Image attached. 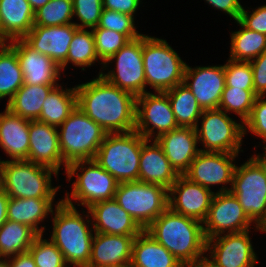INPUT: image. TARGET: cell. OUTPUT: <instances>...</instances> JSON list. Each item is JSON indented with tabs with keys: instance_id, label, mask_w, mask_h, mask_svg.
<instances>
[{
	"instance_id": "obj_2",
	"label": "cell",
	"mask_w": 266,
	"mask_h": 267,
	"mask_svg": "<svg viewBox=\"0 0 266 267\" xmlns=\"http://www.w3.org/2000/svg\"><path fill=\"white\" fill-rule=\"evenodd\" d=\"M77 209L63 201L53 209L49 239L62 252L69 267H86L95 231L88 209H83V212Z\"/></svg>"
},
{
	"instance_id": "obj_22",
	"label": "cell",
	"mask_w": 266,
	"mask_h": 267,
	"mask_svg": "<svg viewBox=\"0 0 266 267\" xmlns=\"http://www.w3.org/2000/svg\"><path fill=\"white\" fill-rule=\"evenodd\" d=\"M95 233L139 235L144 229L113 198L93 203L87 208Z\"/></svg>"
},
{
	"instance_id": "obj_16",
	"label": "cell",
	"mask_w": 266,
	"mask_h": 267,
	"mask_svg": "<svg viewBox=\"0 0 266 267\" xmlns=\"http://www.w3.org/2000/svg\"><path fill=\"white\" fill-rule=\"evenodd\" d=\"M250 232L248 229L207 239L205 256L218 267H255L258 256Z\"/></svg>"
},
{
	"instance_id": "obj_9",
	"label": "cell",
	"mask_w": 266,
	"mask_h": 267,
	"mask_svg": "<svg viewBox=\"0 0 266 267\" xmlns=\"http://www.w3.org/2000/svg\"><path fill=\"white\" fill-rule=\"evenodd\" d=\"M230 191L250 220L262 228L266 223V162L258 153L236 164Z\"/></svg>"
},
{
	"instance_id": "obj_30",
	"label": "cell",
	"mask_w": 266,
	"mask_h": 267,
	"mask_svg": "<svg viewBox=\"0 0 266 267\" xmlns=\"http://www.w3.org/2000/svg\"><path fill=\"white\" fill-rule=\"evenodd\" d=\"M54 87L46 97L37 121L59 127L77 106L76 87Z\"/></svg>"
},
{
	"instance_id": "obj_12",
	"label": "cell",
	"mask_w": 266,
	"mask_h": 267,
	"mask_svg": "<svg viewBox=\"0 0 266 267\" xmlns=\"http://www.w3.org/2000/svg\"><path fill=\"white\" fill-rule=\"evenodd\" d=\"M110 65H114V67L112 68ZM101 76L119 89L130 92L136 97L149 92L146 89L142 35L139 38L130 40L108 59L103 65Z\"/></svg>"
},
{
	"instance_id": "obj_50",
	"label": "cell",
	"mask_w": 266,
	"mask_h": 267,
	"mask_svg": "<svg viewBox=\"0 0 266 267\" xmlns=\"http://www.w3.org/2000/svg\"><path fill=\"white\" fill-rule=\"evenodd\" d=\"M8 202H9L8 194L3 189H0V227L7 220Z\"/></svg>"
},
{
	"instance_id": "obj_51",
	"label": "cell",
	"mask_w": 266,
	"mask_h": 267,
	"mask_svg": "<svg viewBox=\"0 0 266 267\" xmlns=\"http://www.w3.org/2000/svg\"><path fill=\"white\" fill-rule=\"evenodd\" d=\"M184 267H218L215 265L210 259H208L206 256L198 259L192 264L186 265Z\"/></svg>"
},
{
	"instance_id": "obj_31",
	"label": "cell",
	"mask_w": 266,
	"mask_h": 267,
	"mask_svg": "<svg viewBox=\"0 0 266 267\" xmlns=\"http://www.w3.org/2000/svg\"><path fill=\"white\" fill-rule=\"evenodd\" d=\"M56 86L58 85L23 84L14 97L5 104L6 108L24 119L38 120L46 97Z\"/></svg>"
},
{
	"instance_id": "obj_25",
	"label": "cell",
	"mask_w": 266,
	"mask_h": 267,
	"mask_svg": "<svg viewBox=\"0 0 266 267\" xmlns=\"http://www.w3.org/2000/svg\"><path fill=\"white\" fill-rule=\"evenodd\" d=\"M179 174L171 166L161 146L155 139L142 144L138 181L157 184L169 189Z\"/></svg>"
},
{
	"instance_id": "obj_55",
	"label": "cell",
	"mask_w": 266,
	"mask_h": 267,
	"mask_svg": "<svg viewBox=\"0 0 266 267\" xmlns=\"http://www.w3.org/2000/svg\"><path fill=\"white\" fill-rule=\"evenodd\" d=\"M0 189H2V183H1V167H0Z\"/></svg>"
},
{
	"instance_id": "obj_46",
	"label": "cell",
	"mask_w": 266,
	"mask_h": 267,
	"mask_svg": "<svg viewBox=\"0 0 266 267\" xmlns=\"http://www.w3.org/2000/svg\"><path fill=\"white\" fill-rule=\"evenodd\" d=\"M253 72L254 92L257 96H266V50L250 61Z\"/></svg>"
},
{
	"instance_id": "obj_6",
	"label": "cell",
	"mask_w": 266,
	"mask_h": 267,
	"mask_svg": "<svg viewBox=\"0 0 266 267\" xmlns=\"http://www.w3.org/2000/svg\"><path fill=\"white\" fill-rule=\"evenodd\" d=\"M137 131L107 133L93 159L119 183L138 181L142 144Z\"/></svg>"
},
{
	"instance_id": "obj_20",
	"label": "cell",
	"mask_w": 266,
	"mask_h": 267,
	"mask_svg": "<svg viewBox=\"0 0 266 267\" xmlns=\"http://www.w3.org/2000/svg\"><path fill=\"white\" fill-rule=\"evenodd\" d=\"M17 54L24 84L59 85L63 77L60 67L48 56L34 50L23 39L7 43ZM61 78V79H60Z\"/></svg>"
},
{
	"instance_id": "obj_54",
	"label": "cell",
	"mask_w": 266,
	"mask_h": 267,
	"mask_svg": "<svg viewBox=\"0 0 266 267\" xmlns=\"http://www.w3.org/2000/svg\"><path fill=\"white\" fill-rule=\"evenodd\" d=\"M262 232L266 234V223L264 224V226L262 227Z\"/></svg>"
},
{
	"instance_id": "obj_18",
	"label": "cell",
	"mask_w": 266,
	"mask_h": 267,
	"mask_svg": "<svg viewBox=\"0 0 266 267\" xmlns=\"http://www.w3.org/2000/svg\"><path fill=\"white\" fill-rule=\"evenodd\" d=\"M77 30L74 23L60 26L34 25L23 40L34 50L51 58L64 72L68 67L69 45Z\"/></svg>"
},
{
	"instance_id": "obj_5",
	"label": "cell",
	"mask_w": 266,
	"mask_h": 267,
	"mask_svg": "<svg viewBox=\"0 0 266 267\" xmlns=\"http://www.w3.org/2000/svg\"><path fill=\"white\" fill-rule=\"evenodd\" d=\"M65 174L68 182L76 176L70 185L72 190L61 197L72 207L77 205L87 209L95 202L115 197L119 182L94 160L73 162L67 166Z\"/></svg>"
},
{
	"instance_id": "obj_1",
	"label": "cell",
	"mask_w": 266,
	"mask_h": 267,
	"mask_svg": "<svg viewBox=\"0 0 266 267\" xmlns=\"http://www.w3.org/2000/svg\"><path fill=\"white\" fill-rule=\"evenodd\" d=\"M77 106L106 133H127L135 130L136 99L103 76L75 85Z\"/></svg>"
},
{
	"instance_id": "obj_45",
	"label": "cell",
	"mask_w": 266,
	"mask_h": 267,
	"mask_svg": "<svg viewBox=\"0 0 266 267\" xmlns=\"http://www.w3.org/2000/svg\"><path fill=\"white\" fill-rule=\"evenodd\" d=\"M247 8L243 6L239 21L246 28L266 35V5L252 8V11Z\"/></svg>"
},
{
	"instance_id": "obj_7",
	"label": "cell",
	"mask_w": 266,
	"mask_h": 267,
	"mask_svg": "<svg viewBox=\"0 0 266 267\" xmlns=\"http://www.w3.org/2000/svg\"><path fill=\"white\" fill-rule=\"evenodd\" d=\"M142 56L146 88L165 92L183 83L186 62L182 60L167 40L142 35Z\"/></svg>"
},
{
	"instance_id": "obj_42",
	"label": "cell",
	"mask_w": 266,
	"mask_h": 267,
	"mask_svg": "<svg viewBox=\"0 0 266 267\" xmlns=\"http://www.w3.org/2000/svg\"><path fill=\"white\" fill-rule=\"evenodd\" d=\"M225 87L254 90L250 62L227 59L224 64Z\"/></svg>"
},
{
	"instance_id": "obj_28",
	"label": "cell",
	"mask_w": 266,
	"mask_h": 267,
	"mask_svg": "<svg viewBox=\"0 0 266 267\" xmlns=\"http://www.w3.org/2000/svg\"><path fill=\"white\" fill-rule=\"evenodd\" d=\"M1 43L23 39L34 26V11L27 0H0Z\"/></svg>"
},
{
	"instance_id": "obj_19",
	"label": "cell",
	"mask_w": 266,
	"mask_h": 267,
	"mask_svg": "<svg viewBox=\"0 0 266 267\" xmlns=\"http://www.w3.org/2000/svg\"><path fill=\"white\" fill-rule=\"evenodd\" d=\"M183 83L203 110L217 109L225 87L224 64L195 67L186 64Z\"/></svg>"
},
{
	"instance_id": "obj_36",
	"label": "cell",
	"mask_w": 266,
	"mask_h": 267,
	"mask_svg": "<svg viewBox=\"0 0 266 267\" xmlns=\"http://www.w3.org/2000/svg\"><path fill=\"white\" fill-rule=\"evenodd\" d=\"M96 62L101 61L96 53L92 29H78L69 45L67 65L70 63L75 67H81V71H85L86 67H92Z\"/></svg>"
},
{
	"instance_id": "obj_17",
	"label": "cell",
	"mask_w": 266,
	"mask_h": 267,
	"mask_svg": "<svg viewBox=\"0 0 266 267\" xmlns=\"http://www.w3.org/2000/svg\"><path fill=\"white\" fill-rule=\"evenodd\" d=\"M212 190L179 175L168 189V208L203 223L215 194Z\"/></svg>"
},
{
	"instance_id": "obj_8",
	"label": "cell",
	"mask_w": 266,
	"mask_h": 267,
	"mask_svg": "<svg viewBox=\"0 0 266 267\" xmlns=\"http://www.w3.org/2000/svg\"><path fill=\"white\" fill-rule=\"evenodd\" d=\"M57 129L63 162L67 166L76 161L93 160L107 134L78 106Z\"/></svg>"
},
{
	"instance_id": "obj_41",
	"label": "cell",
	"mask_w": 266,
	"mask_h": 267,
	"mask_svg": "<svg viewBox=\"0 0 266 267\" xmlns=\"http://www.w3.org/2000/svg\"><path fill=\"white\" fill-rule=\"evenodd\" d=\"M135 20L136 18L133 16L103 8L97 27L120 32L125 34L130 40H134L143 35L137 30L136 27L138 26H135Z\"/></svg>"
},
{
	"instance_id": "obj_35",
	"label": "cell",
	"mask_w": 266,
	"mask_h": 267,
	"mask_svg": "<svg viewBox=\"0 0 266 267\" xmlns=\"http://www.w3.org/2000/svg\"><path fill=\"white\" fill-rule=\"evenodd\" d=\"M24 84L16 52L6 43L0 45V101L7 103Z\"/></svg>"
},
{
	"instance_id": "obj_15",
	"label": "cell",
	"mask_w": 266,
	"mask_h": 267,
	"mask_svg": "<svg viewBox=\"0 0 266 267\" xmlns=\"http://www.w3.org/2000/svg\"><path fill=\"white\" fill-rule=\"evenodd\" d=\"M238 156L239 154L226 152L200 151L183 175L190 181L209 189L214 185L217 187L222 185L216 192H228L232 187Z\"/></svg>"
},
{
	"instance_id": "obj_58",
	"label": "cell",
	"mask_w": 266,
	"mask_h": 267,
	"mask_svg": "<svg viewBox=\"0 0 266 267\" xmlns=\"http://www.w3.org/2000/svg\"><path fill=\"white\" fill-rule=\"evenodd\" d=\"M122 267H133V266L131 264H129V265L122 266Z\"/></svg>"
},
{
	"instance_id": "obj_23",
	"label": "cell",
	"mask_w": 266,
	"mask_h": 267,
	"mask_svg": "<svg viewBox=\"0 0 266 267\" xmlns=\"http://www.w3.org/2000/svg\"><path fill=\"white\" fill-rule=\"evenodd\" d=\"M155 140L179 175H183L188 170L191 162L200 152L196 130L193 127L179 126L161 134Z\"/></svg>"
},
{
	"instance_id": "obj_13",
	"label": "cell",
	"mask_w": 266,
	"mask_h": 267,
	"mask_svg": "<svg viewBox=\"0 0 266 267\" xmlns=\"http://www.w3.org/2000/svg\"><path fill=\"white\" fill-rule=\"evenodd\" d=\"M202 224L206 239L252 228H255L254 231L262 232V228L250 220L231 191L215 192L207 217Z\"/></svg>"
},
{
	"instance_id": "obj_53",
	"label": "cell",
	"mask_w": 266,
	"mask_h": 267,
	"mask_svg": "<svg viewBox=\"0 0 266 267\" xmlns=\"http://www.w3.org/2000/svg\"><path fill=\"white\" fill-rule=\"evenodd\" d=\"M262 149V154L258 152L260 157L266 162V145L261 148Z\"/></svg>"
},
{
	"instance_id": "obj_48",
	"label": "cell",
	"mask_w": 266,
	"mask_h": 267,
	"mask_svg": "<svg viewBox=\"0 0 266 267\" xmlns=\"http://www.w3.org/2000/svg\"><path fill=\"white\" fill-rule=\"evenodd\" d=\"M209 6L224 12L234 21L239 20L243 5L241 0H204Z\"/></svg>"
},
{
	"instance_id": "obj_24",
	"label": "cell",
	"mask_w": 266,
	"mask_h": 267,
	"mask_svg": "<svg viewBox=\"0 0 266 267\" xmlns=\"http://www.w3.org/2000/svg\"><path fill=\"white\" fill-rule=\"evenodd\" d=\"M136 236L94 233L91 257L86 267H122L129 265Z\"/></svg>"
},
{
	"instance_id": "obj_3",
	"label": "cell",
	"mask_w": 266,
	"mask_h": 267,
	"mask_svg": "<svg viewBox=\"0 0 266 267\" xmlns=\"http://www.w3.org/2000/svg\"><path fill=\"white\" fill-rule=\"evenodd\" d=\"M157 242L174 255L183 266L206 254L207 239L201 221L167 208L146 229Z\"/></svg>"
},
{
	"instance_id": "obj_39",
	"label": "cell",
	"mask_w": 266,
	"mask_h": 267,
	"mask_svg": "<svg viewBox=\"0 0 266 267\" xmlns=\"http://www.w3.org/2000/svg\"><path fill=\"white\" fill-rule=\"evenodd\" d=\"M92 32L95 40L96 53L101 61V69L99 70L98 75H101L105 62L119 49L125 46L130 39L120 32L100 27L93 28Z\"/></svg>"
},
{
	"instance_id": "obj_34",
	"label": "cell",
	"mask_w": 266,
	"mask_h": 267,
	"mask_svg": "<svg viewBox=\"0 0 266 267\" xmlns=\"http://www.w3.org/2000/svg\"><path fill=\"white\" fill-rule=\"evenodd\" d=\"M178 126L195 128L203 109L191 90L184 84H178L165 91Z\"/></svg>"
},
{
	"instance_id": "obj_26",
	"label": "cell",
	"mask_w": 266,
	"mask_h": 267,
	"mask_svg": "<svg viewBox=\"0 0 266 267\" xmlns=\"http://www.w3.org/2000/svg\"><path fill=\"white\" fill-rule=\"evenodd\" d=\"M30 120L13 114L5 107L0 112V147L8 156L6 160H27L29 154Z\"/></svg>"
},
{
	"instance_id": "obj_49",
	"label": "cell",
	"mask_w": 266,
	"mask_h": 267,
	"mask_svg": "<svg viewBox=\"0 0 266 267\" xmlns=\"http://www.w3.org/2000/svg\"><path fill=\"white\" fill-rule=\"evenodd\" d=\"M5 267H36L29 252L20 253L3 261Z\"/></svg>"
},
{
	"instance_id": "obj_40",
	"label": "cell",
	"mask_w": 266,
	"mask_h": 267,
	"mask_svg": "<svg viewBox=\"0 0 266 267\" xmlns=\"http://www.w3.org/2000/svg\"><path fill=\"white\" fill-rule=\"evenodd\" d=\"M28 252L34 259L36 267H69L58 247L43 235H38Z\"/></svg>"
},
{
	"instance_id": "obj_27",
	"label": "cell",
	"mask_w": 266,
	"mask_h": 267,
	"mask_svg": "<svg viewBox=\"0 0 266 267\" xmlns=\"http://www.w3.org/2000/svg\"><path fill=\"white\" fill-rule=\"evenodd\" d=\"M58 199V201H55V198L9 197L7 220L25 224L32 228L38 235H43L47 228L42 223H45L44 220L48 219V217L50 218L53 209L62 201V199Z\"/></svg>"
},
{
	"instance_id": "obj_11",
	"label": "cell",
	"mask_w": 266,
	"mask_h": 267,
	"mask_svg": "<svg viewBox=\"0 0 266 267\" xmlns=\"http://www.w3.org/2000/svg\"><path fill=\"white\" fill-rule=\"evenodd\" d=\"M114 199L145 230L168 208V189L141 181L119 183Z\"/></svg>"
},
{
	"instance_id": "obj_43",
	"label": "cell",
	"mask_w": 266,
	"mask_h": 267,
	"mask_svg": "<svg viewBox=\"0 0 266 267\" xmlns=\"http://www.w3.org/2000/svg\"><path fill=\"white\" fill-rule=\"evenodd\" d=\"M73 22L78 29H93L98 26L103 10L102 0H72ZM80 21V22H78Z\"/></svg>"
},
{
	"instance_id": "obj_10",
	"label": "cell",
	"mask_w": 266,
	"mask_h": 267,
	"mask_svg": "<svg viewBox=\"0 0 266 267\" xmlns=\"http://www.w3.org/2000/svg\"><path fill=\"white\" fill-rule=\"evenodd\" d=\"M222 109L203 110L195 127L198 144L204 152H243V123ZM200 127V128H199Z\"/></svg>"
},
{
	"instance_id": "obj_32",
	"label": "cell",
	"mask_w": 266,
	"mask_h": 267,
	"mask_svg": "<svg viewBox=\"0 0 266 267\" xmlns=\"http://www.w3.org/2000/svg\"><path fill=\"white\" fill-rule=\"evenodd\" d=\"M37 236L29 226L6 220L0 227V261L28 252Z\"/></svg>"
},
{
	"instance_id": "obj_47",
	"label": "cell",
	"mask_w": 266,
	"mask_h": 267,
	"mask_svg": "<svg viewBox=\"0 0 266 267\" xmlns=\"http://www.w3.org/2000/svg\"><path fill=\"white\" fill-rule=\"evenodd\" d=\"M143 0H102L103 8L116 12H121L135 18L137 10Z\"/></svg>"
},
{
	"instance_id": "obj_4",
	"label": "cell",
	"mask_w": 266,
	"mask_h": 267,
	"mask_svg": "<svg viewBox=\"0 0 266 267\" xmlns=\"http://www.w3.org/2000/svg\"><path fill=\"white\" fill-rule=\"evenodd\" d=\"M1 158V157H0ZM2 189L12 198H55L62 185L53 186L59 177L52 168L28 160H1Z\"/></svg>"
},
{
	"instance_id": "obj_29",
	"label": "cell",
	"mask_w": 266,
	"mask_h": 267,
	"mask_svg": "<svg viewBox=\"0 0 266 267\" xmlns=\"http://www.w3.org/2000/svg\"><path fill=\"white\" fill-rule=\"evenodd\" d=\"M130 264L133 267H184L145 230L134 239Z\"/></svg>"
},
{
	"instance_id": "obj_44",
	"label": "cell",
	"mask_w": 266,
	"mask_h": 267,
	"mask_svg": "<svg viewBox=\"0 0 266 267\" xmlns=\"http://www.w3.org/2000/svg\"><path fill=\"white\" fill-rule=\"evenodd\" d=\"M249 132L262 139V142H259L260 146L266 145V96L256 97L250 115L243 123L244 137Z\"/></svg>"
},
{
	"instance_id": "obj_52",
	"label": "cell",
	"mask_w": 266,
	"mask_h": 267,
	"mask_svg": "<svg viewBox=\"0 0 266 267\" xmlns=\"http://www.w3.org/2000/svg\"><path fill=\"white\" fill-rule=\"evenodd\" d=\"M27 1L30 3L33 11L35 12L36 10L40 9L50 0H27Z\"/></svg>"
},
{
	"instance_id": "obj_38",
	"label": "cell",
	"mask_w": 266,
	"mask_h": 267,
	"mask_svg": "<svg viewBox=\"0 0 266 267\" xmlns=\"http://www.w3.org/2000/svg\"><path fill=\"white\" fill-rule=\"evenodd\" d=\"M73 20L72 0H50L34 12V25L60 26Z\"/></svg>"
},
{
	"instance_id": "obj_21",
	"label": "cell",
	"mask_w": 266,
	"mask_h": 267,
	"mask_svg": "<svg viewBox=\"0 0 266 267\" xmlns=\"http://www.w3.org/2000/svg\"><path fill=\"white\" fill-rule=\"evenodd\" d=\"M29 139L28 161L52 168L57 173L63 167L66 172L67 165L63 162L57 127L37 120L30 121Z\"/></svg>"
},
{
	"instance_id": "obj_56",
	"label": "cell",
	"mask_w": 266,
	"mask_h": 267,
	"mask_svg": "<svg viewBox=\"0 0 266 267\" xmlns=\"http://www.w3.org/2000/svg\"><path fill=\"white\" fill-rule=\"evenodd\" d=\"M0 42H1V20H0Z\"/></svg>"
},
{
	"instance_id": "obj_37",
	"label": "cell",
	"mask_w": 266,
	"mask_h": 267,
	"mask_svg": "<svg viewBox=\"0 0 266 267\" xmlns=\"http://www.w3.org/2000/svg\"><path fill=\"white\" fill-rule=\"evenodd\" d=\"M257 95L254 90H242L241 88L224 87L219 109L224 110L227 114H236L244 121L249 117L251 109Z\"/></svg>"
},
{
	"instance_id": "obj_57",
	"label": "cell",
	"mask_w": 266,
	"mask_h": 267,
	"mask_svg": "<svg viewBox=\"0 0 266 267\" xmlns=\"http://www.w3.org/2000/svg\"><path fill=\"white\" fill-rule=\"evenodd\" d=\"M0 267H5L3 261H0Z\"/></svg>"
},
{
	"instance_id": "obj_14",
	"label": "cell",
	"mask_w": 266,
	"mask_h": 267,
	"mask_svg": "<svg viewBox=\"0 0 266 267\" xmlns=\"http://www.w3.org/2000/svg\"><path fill=\"white\" fill-rule=\"evenodd\" d=\"M168 95L165 92H146L136 99L135 131L146 139H156L178 128Z\"/></svg>"
},
{
	"instance_id": "obj_33",
	"label": "cell",
	"mask_w": 266,
	"mask_h": 267,
	"mask_svg": "<svg viewBox=\"0 0 266 267\" xmlns=\"http://www.w3.org/2000/svg\"><path fill=\"white\" fill-rule=\"evenodd\" d=\"M239 30L230 33L229 59L250 62L266 50V35L246 28L235 21Z\"/></svg>"
}]
</instances>
